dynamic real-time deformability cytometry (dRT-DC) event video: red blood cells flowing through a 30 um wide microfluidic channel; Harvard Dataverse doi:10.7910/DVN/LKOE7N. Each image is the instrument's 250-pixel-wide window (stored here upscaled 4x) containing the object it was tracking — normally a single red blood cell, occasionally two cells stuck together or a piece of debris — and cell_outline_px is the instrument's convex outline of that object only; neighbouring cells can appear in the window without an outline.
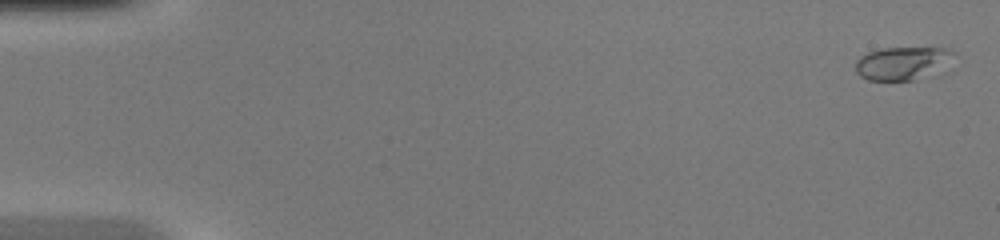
{"species": "common noctule bat (a hibernating species)", "species_latin": "Nyctalus noctula", "temperature_condition": "warm", "stored_images_in_passage": 47, "camera_frame_rate_fps": 3000, "um_per_image_px": 0.085, "animal": {"sex": "female", "body_mass_g": 20.0, "forearm_length_mm": 54.0}, "frame": {"image": 1, "passage_image": 2, "time_ms": 0.333, "image_size_px": [1000, 240], "cell_outline_px": [[956, 52], [932, 68], [912, 80], [868, 80], [860, 76], [856, 72], [856, 60], [860, 56], [868, 52], [884, 48], [952, 48]], "centroid_in_image_um": [76.49, 5.34], "position_along_channel_um": 8.5, "area_um2": 17.57}}
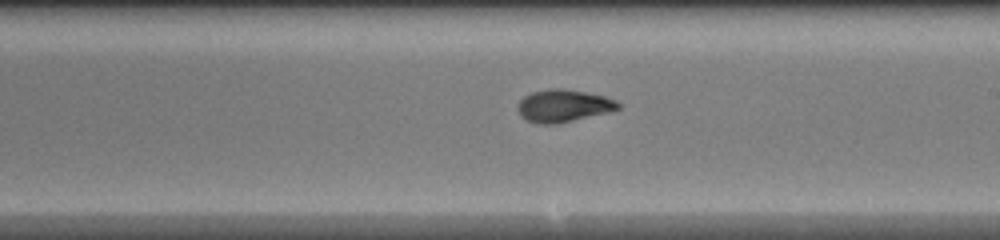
{"frame": {"image": 2, "passage_image": 28, "time_ms": 9.0, "image_size_px": [1000, 240], "cell_outline_px": [[620, 108], [608, 112], [572, 120], [552, 124], [540, 124], [528, 120], [520, 116], [516, 108], [520, 100], [524, 96], [532, 92], [552, 88], [560, 88], [584, 92], [604, 96], [616, 100], [620, 104]], "centroid_in_image_um": [47.86, 8.98], "position_along_channel_um": 241.1, "area_um2": 18.73}}
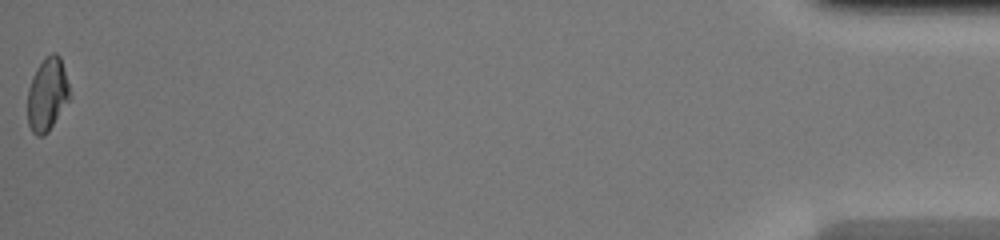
{"frame": {"image": 3, "passage_image": 47, "time_ms": 15.333, "image_size_px": [1000, 240], "cell_outline_px": [[68, 100], [48, 132], [44, 136], [36, 136], [32, 132], [28, 124], [28, 88], [32, 76], [36, 68], [44, 56], [52, 52], [56, 52], [60, 56], [68, 84]], "centroid_in_image_um": [3.98, 8.0], "position_along_channel_um": 431.2, "area_um2": 17.8}}